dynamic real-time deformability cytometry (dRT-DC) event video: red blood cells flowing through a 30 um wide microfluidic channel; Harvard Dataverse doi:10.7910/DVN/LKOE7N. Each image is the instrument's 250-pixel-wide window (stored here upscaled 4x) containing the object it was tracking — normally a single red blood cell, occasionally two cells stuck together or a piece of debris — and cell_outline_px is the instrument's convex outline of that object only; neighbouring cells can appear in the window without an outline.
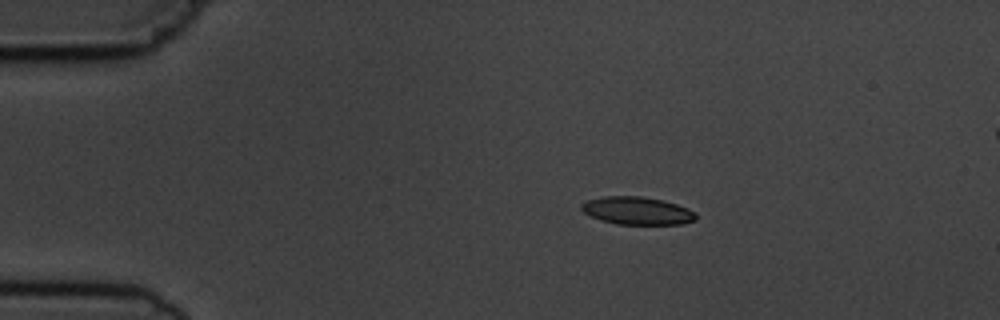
{"species": "common noctule bat (a hibernating species)", "species_latin": "Nyctalus noctula", "temperature_condition": "cold", "stored_images_in_passage": 7, "camera_frame_rate_fps": 3000, "um_per_image_px": 0.085, "animal": {"sex": "male", "body_mass_g": 19.5, "forearm_length_mm": 54.6}, "frame": {"image": 1, "passage_image": 1, "time_ms": 0.0, "image_size_px": [1000, 320], "cell_outline_px": [[696, 220], [680, 224], [616, 224], [600, 220], [584, 212], [580, 208], [580, 204], [588, 200], [604, 196], [640, 196], [660, 200], [676, 204], [688, 208], [696, 212]], "centroid_in_image_um": [54.15, 17.91], "position_along_channel_um": 30.8, "area_um2": 18.44}}
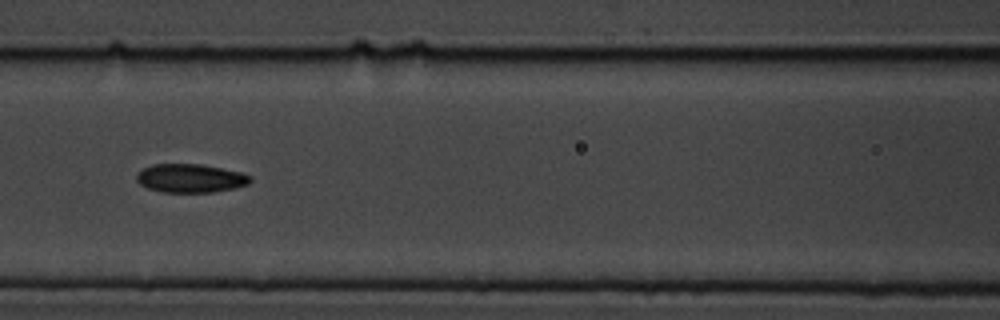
{"frame": {"image": 2, "passage_image": 5, "time_ms": 4.667, "image_size_px": [1000, 320], "cell_outline_px": [[252, 180], [248, 184], [236, 188], [212, 192], [164, 192], [148, 188], [140, 184], [136, 180], [136, 176], [144, 168], [152, 164], [200, 164], [244, 172], [252, 176]], "centroid_in_image_um": [16.24, 15.15], "position_along_channel_um": 150.4, "area_um2": 19.02}}
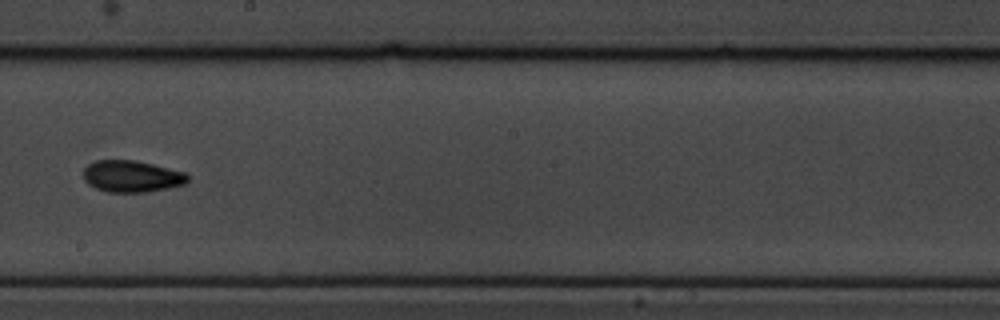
{"frame": {"image": 3, "passage_image": 7, "time_ms": 7.0, "image_size_px": [1000, 320], "cell_outline_px": [[188, 180], [184, 184], [168, 188], [144, 192], [108, 192], [96, 188], [88, 184], [84, 180], [84, 168], [88, 164], [96, 160], [136, 160], [184, 172], [188, 176]], "centroid_in_image_um": [11.17, 14.98], "position_along_channel_um": 237.0, "area_um2": 19.13}}